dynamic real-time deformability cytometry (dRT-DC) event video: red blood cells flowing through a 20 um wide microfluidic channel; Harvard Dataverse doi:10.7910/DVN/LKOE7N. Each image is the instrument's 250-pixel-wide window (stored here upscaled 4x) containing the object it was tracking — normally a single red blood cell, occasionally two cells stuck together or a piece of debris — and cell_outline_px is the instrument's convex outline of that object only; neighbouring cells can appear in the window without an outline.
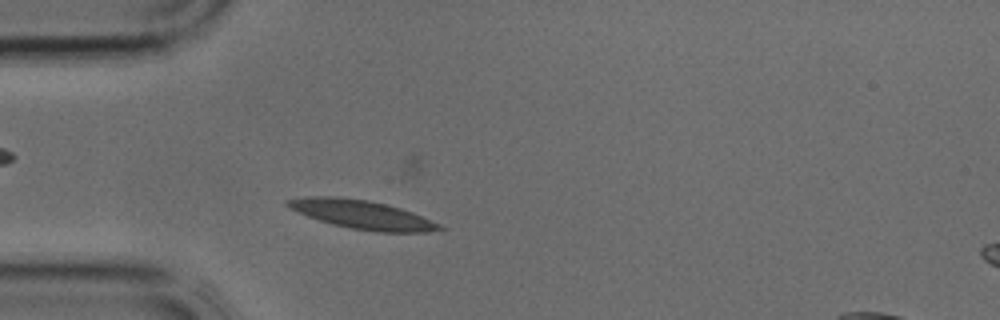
{"species": "common noctule bat (a hibernating species)", "species_latin": "Nyctalus noctula", "temperature_condition": "cold", "stored_images_in_passage": 37, "camera_frame_rate_fps": 3000, "um_per_image_px": 0.085, "animal": {"sex": "male", "body_mass_g": 17.9, "forearm_length_mm": 54.2}, "frame": {"image": 1, "passage_image": 8, "time_ms": 2.333, "image_size_px": [1000, 320], "cell_outline_px": [[448, 228], [428, 232], [376, 232], [352, 228], [332, 224], [308, 216], [288, 208], [284, 204], [284, 200], [308, 196], [340, 196], [368, 200], [400, 208], [412, 212], [440, 224]], "centroid_in_image_um": [30.75, 18.23], "position_along_channel_um": 54.2, "area_um2": 25.43}}
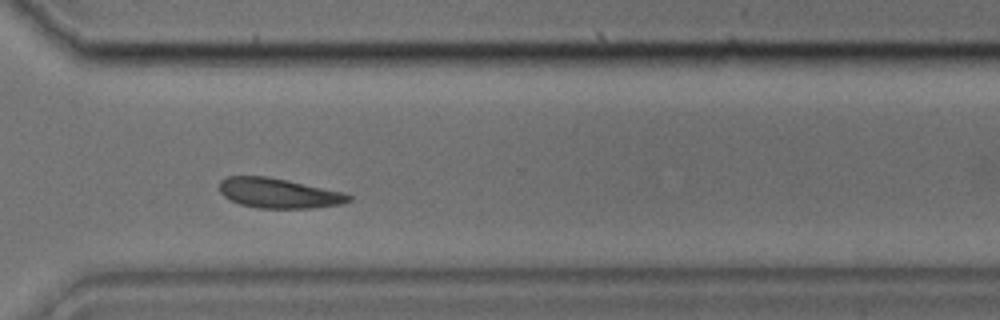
{"frame": {"image": 2, "passage_image": 26, "time_ms": 8.333, "image_size_px": [1000, 320], "cell_outline_px": [[352, 200], [340, 204], [312, 208], [260, 208], [240, 204], [228, 200], [220, 192], [220, 180], [228, 176], [268, 176], [288, 180], [344, 192], [352, 196]], "centroid_in_image_um": [23.68, 16.41], "position_along_channel_um": 346.9, "area_um2": 22.6}}
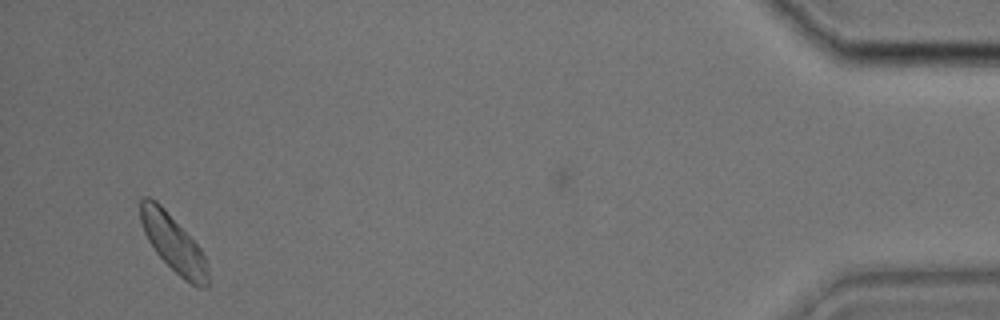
{"frame": {"image": 3, "passage_image": 35, "time_ms": 11.333, "image_size_px": [1000, 320], "cell_outline_px": [[208, 288], [204, 288], [192, 284], [184, 280], [156, 252], [148, 240], [144, 232], [140, 220], [140, 200], [144, 196], [148, 196], [156, 200], [164, 208], [200, 248], [204, 256], [208, 272]], "centroid_in_image_um": [14.71, 20.66], "position_along_channel_um": 420.5, "area_um2": 21.96}}